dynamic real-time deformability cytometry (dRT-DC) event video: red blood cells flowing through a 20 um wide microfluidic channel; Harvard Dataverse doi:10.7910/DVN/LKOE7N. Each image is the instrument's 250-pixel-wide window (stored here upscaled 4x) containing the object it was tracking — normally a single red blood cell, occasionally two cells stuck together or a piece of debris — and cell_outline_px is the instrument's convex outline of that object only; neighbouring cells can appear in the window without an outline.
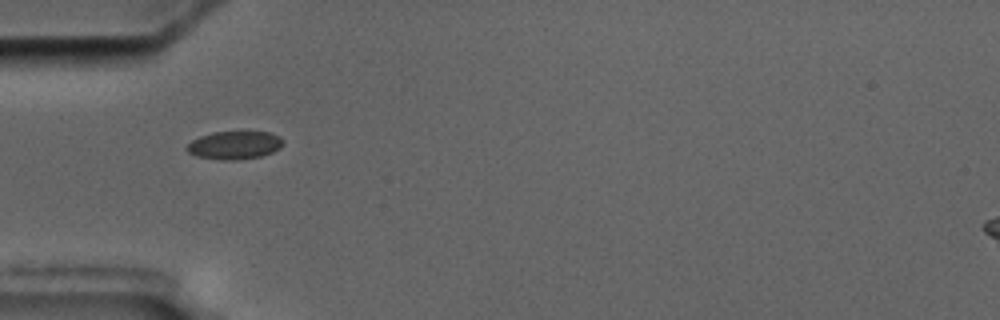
{"species": "common noctule bat (a hibernating species)", "species_latin": "Nyctalus noctula", "temperature_condition": "cold", "stored_images_in_passage": 2, "camera_frame_rate_fps": 3000, "um_per_image_px": 0.085, "animal": {"sex": "male", "body_mass_g": 17.5, "forearm_length_mm": 52.3}, "frame": {"image": 1, "passage_image": 1, "time_ms": 0.0, "image_size_px": [1000, 320], "cell_outline_px": [[284, 144], [280, 148], [272, 152], [260, 156], [240, 160], [220, 160], [196, 156], [188, 152], [184, 148], [192, 140], [200, 136], [212, 132], [268, 132], [280, 136], [284, 140]], "centroid_in_image_um": [19.93, 12.34], "position_along_channel_um": 65.1, "area_um2": 15.9}}
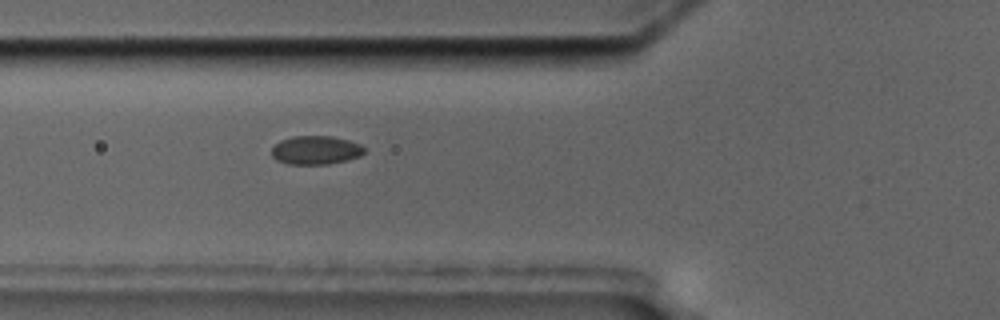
{"frame": {"image": 2, "passage_image": 2, "time_ms": 1.0, "image_size_px": [1000, 320], "cell_outline_px": [[364, 152], [360, 156], [348, 160], [328, 164], [288, 164], [276, 160], [272, 156], [272, 148], [280, 140], [292, 136], [332, 136], [348, 140], [360, 144], [364, 148]], "centroid_in_image_um": [26.83, 12.76], "position_along_channel_um": 99.0, "area_um2": 15.49}}